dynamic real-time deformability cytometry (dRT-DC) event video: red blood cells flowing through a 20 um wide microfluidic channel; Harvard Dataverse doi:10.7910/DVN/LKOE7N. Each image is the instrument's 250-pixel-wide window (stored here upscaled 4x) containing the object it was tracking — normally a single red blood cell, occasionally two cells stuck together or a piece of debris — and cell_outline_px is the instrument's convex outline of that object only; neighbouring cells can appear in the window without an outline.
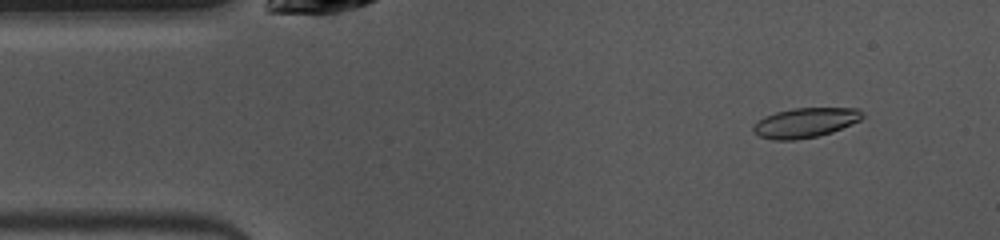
{"species": "common noctule bat (a hibernating species)", "species_latin": "Nyctalus noctula", "temperature_condition": "warm", "stored_images_in_passage": 48, "camera_frame_rate_fps": 3000, "um_per_image_px": 0.085, "animal": {"sex": "female", "body_mass_g": 10.0, "forearm_length_mm": 53.1}, "frame": {"image": 1, "passage_image": 4, "time_ms": 1.0, "image_size_px": [1000, 240], "cell_outline_px": [[864, 116], [860, 120], [852, 124], [832, 132], [816, 136], [796, 140], [772, 140], [760, 136], [752, 132], [752, 128], [764, 116], [776, 112], [792, 108], [860, 108], [864, 112]], "centroid_in_image_um": [68.47, 10.42], "position_along_channel_um": 16.5, "area_um2": 18.96}}
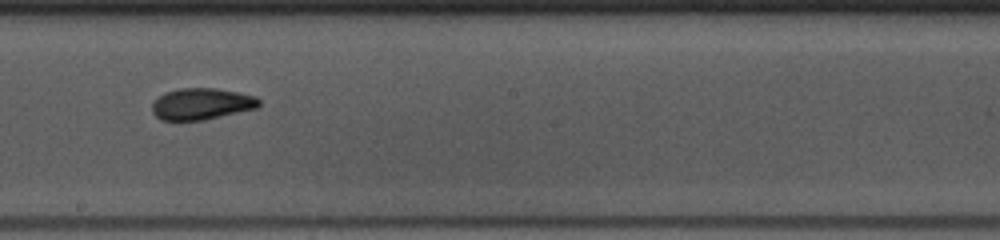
{"frame": {"image": 2, "passage_image": 25, "time_ms": 8.0, "image_size_px": [1000, 240], "cell_outline_px": [[260, 104], [256, 108], [204, 120], [160, 120], [152, 112], [152, 104], [164, 92], [180, 88], [216, 88], [240, 92], [256, 96], [260, 100]], "centroid_in_image_um": [17.14, 8.82], "position_along_channel_um": 231.1, "area_um2": 19.65}}
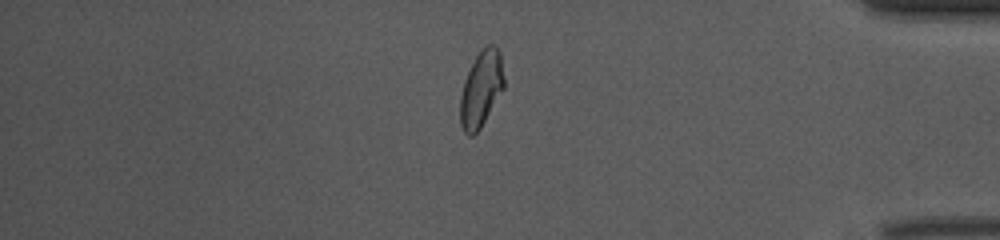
{"frame": {"image": 3, "passage_image": 40, "time_ms": 13.0, "image_size_px": [1000, 240], "cell_outline_px": [[504, 88], [480, 128], [472, 136], [468, 136], [464, 132], [460, 124], [460, 96], [464, 80], [476, 56], [488, 44], [496, 44], [500, 52], [504, 80]], "centroid_in_image_um": [40.9, 7.57], "position_along_channel_um": 394.3, "area_um2": 19.25}, "authors_computed_cell_mechanics": {"area_um2": 19.5942, "velocity_mm_per_s": 3.9665, "shape_relaxation_time_tau1_ms": 5.1792, "shape_relaxation_time_tau2_ms": 1.4784, "deformation_change_tau1": 0.1836, "deformation_change_tau2": 0.0706}}